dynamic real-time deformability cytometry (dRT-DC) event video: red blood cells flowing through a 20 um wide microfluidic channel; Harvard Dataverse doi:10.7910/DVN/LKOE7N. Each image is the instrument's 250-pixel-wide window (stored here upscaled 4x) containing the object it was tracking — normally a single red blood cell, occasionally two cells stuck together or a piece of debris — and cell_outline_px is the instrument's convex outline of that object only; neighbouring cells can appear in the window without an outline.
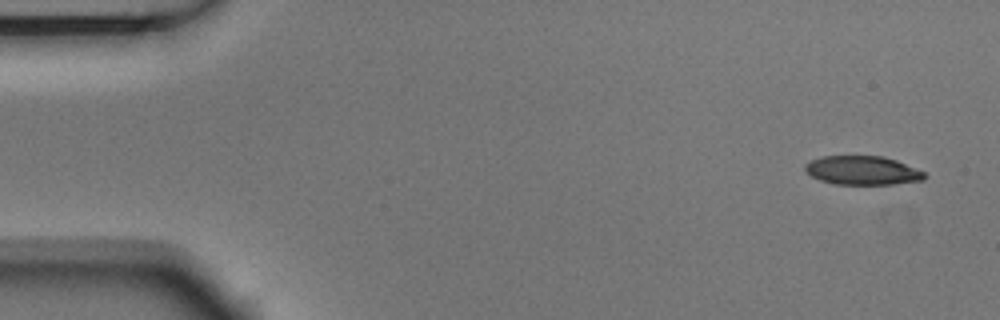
{"species": "Egyptian fruit bat (a non-hibernating species)", "species_latin": "Rousettus aegyptiacus", "temperature_condition": "room temperature", "stored_images_in_passage": 9, "camera_frame_rate_fps": 3000, "um_per_image_px": 0.085, "animal": {"sex": "male"}, "frame": {"image": 1, "passage_image": 1, "time_ms": 0.0, "image_size_px": [1000, 320], "cell_outline_px": [[924, 180], [892, 184], [832, 184], [820, 180], [812, 176], [804, 168], [804, 164], [812, 160], [824, 156], [884, 156], [896, 160], [924, 172]], "centroid_in_image_um": [73.29, 14.48], "position_along_channel_um": 11.7, "area_um2": 19.88}}
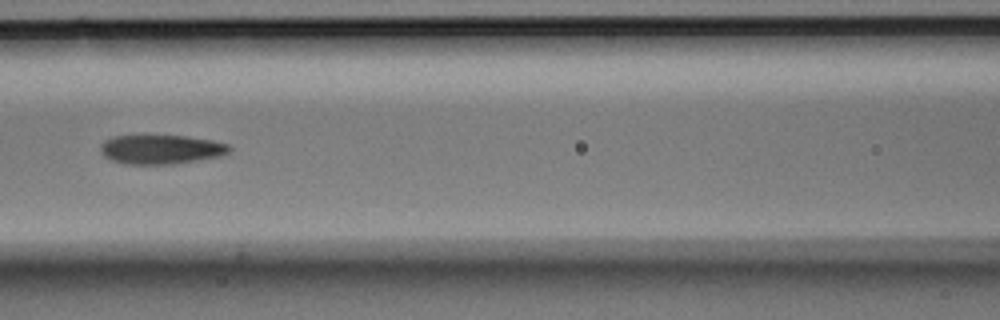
{"frame": {"image": 2, "passage_image": 6, "time_ms": 1.667, "image_size_px": [1000, 320], "cell_outline_px": [[232, 152], [220, 156], [176, 164], [124, 164], [112, 160], [104, 156], [100, 152], [100, 144], [104, 140], [116, 136], [184, 136], [212, 140], [228, 144], [232, 148]], "centroid_in_image_um": [13.7, 12.71], "position_along_channel_um": 152.9, "area_um2": 22.02}}
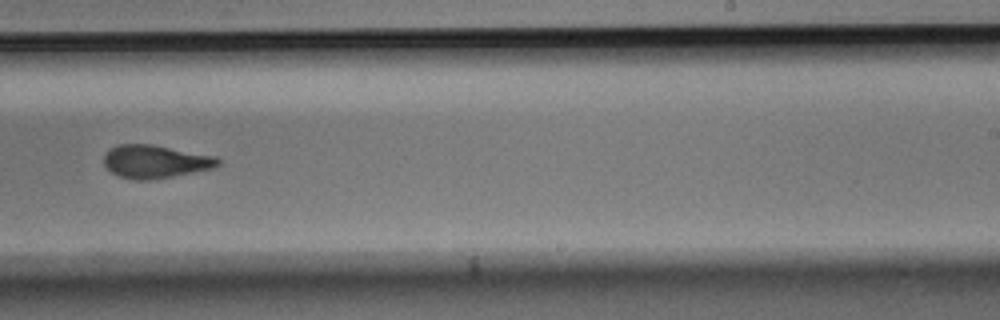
{"frame": {"image": 3, "passage_image": 9, "time_ms": 2.667, "image_size_px": [1000, 320], "cell_outline_px": [[220, 164], [212, 168], [172, 176], [148, 180], [136, 180], [120, 176], [112, 172], [104, 164], [104, 152], [108, 148], [116, 144], [152, 144], [216, 156], [220, 160]], "centroid_in_image_um": [13.16, 13.71], "position_along_channel_um": 275.8, "area_um2": 21.96}}